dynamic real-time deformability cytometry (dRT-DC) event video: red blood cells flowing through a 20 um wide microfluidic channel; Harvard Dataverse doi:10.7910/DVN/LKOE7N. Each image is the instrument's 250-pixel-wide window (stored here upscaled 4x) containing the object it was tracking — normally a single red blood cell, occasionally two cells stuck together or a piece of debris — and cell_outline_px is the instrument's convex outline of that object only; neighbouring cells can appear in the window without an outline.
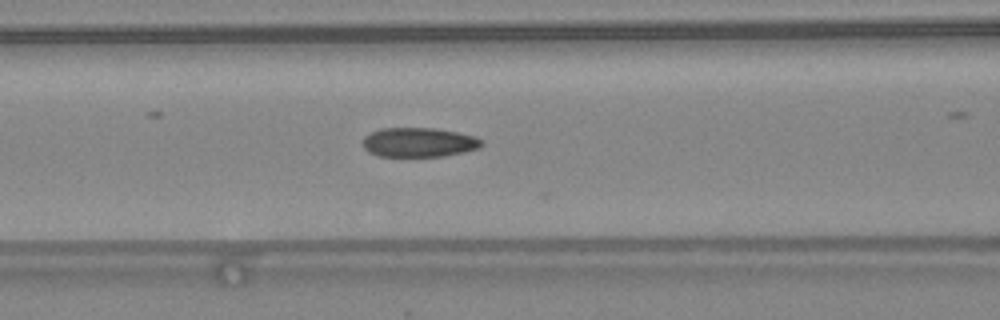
{"species": "common noctule bat (a hibernating species)", "species_latin": "Nyctalus noctula", "temperature_condition": "warm", "stored_images_in_passage": 31, "camera_frame_rate_fps": 3000, "um_per_image_px": 0.085, "animal": {"sex": "female", "body_mass_g": 24.6, "forearm_length_mm": 56.2}, "frame": {"image": 1, "passage_image": 12, "time_ms": 3.667, "image_size_px": [1000, 320], "cell_outline_px": [[484, 144], [480, 148], [464, 152], [444, 156], [376, 156], [368, 152], [364, 148], [364, 136], [380, 128], [436, 128], [476, 136], [484, 140]], "centroid_in_image_um": [35.64, 12.1], "position_along_channel_um": 131.0, "area_um2": 20.52}}